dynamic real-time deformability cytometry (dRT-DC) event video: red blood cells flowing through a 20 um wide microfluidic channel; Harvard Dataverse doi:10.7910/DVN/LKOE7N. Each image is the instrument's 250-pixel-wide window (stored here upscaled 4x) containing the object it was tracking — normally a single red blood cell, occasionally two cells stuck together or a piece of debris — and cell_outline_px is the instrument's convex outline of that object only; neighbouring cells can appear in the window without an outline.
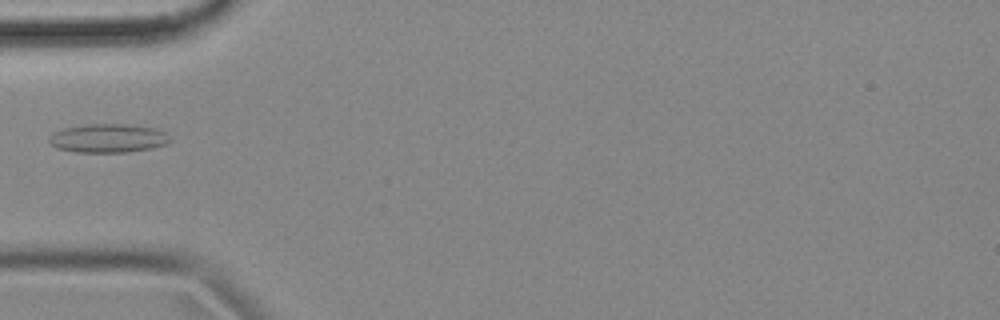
{"species": "common noctule bat (a hibernating species)", "species_latin": "Nyctalus noctula", "temperature_condition": "cold", "stored_images_in_passage": 39, "camera_frame_rate_fps": 3000, "um_per_image_px": 0.085, "animal": {"sex": "female", "body_mass_g": 18.4}, "frame": {"image": 1, "passage_image": 1, "time_ms": 0.0, "image_size_px": [1000, 320], "cell_outline_px": [[172, 140], [164, 144], [152, 148], [128, 152], [76, 152], [56, 148], [48, 140], [48, 136], [52, 132], [64, 128], [88, 124], [124, 124], [156, 128], [164, 132]], "centroid_in_image_um": [9.16, 11.75], "position_along_channel_um": 75.8, "area_um2": 20.23}}
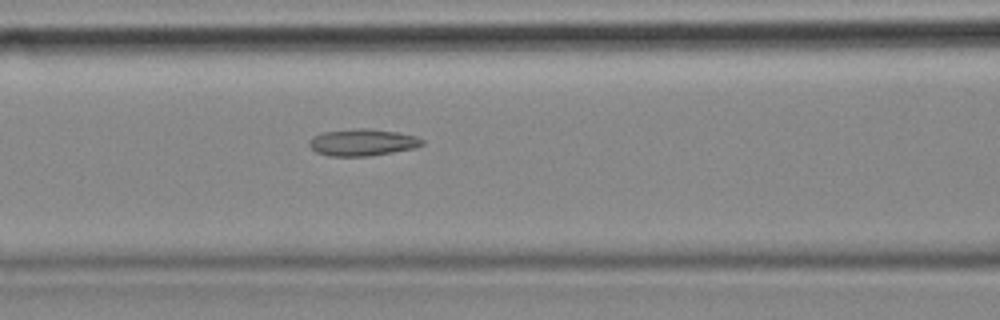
{"frame": {"image": 2, "passage_image": 6, "time_ms": 1.667, "image_size_px": [1000, 320], "cell_outline_px": [[424, 144], [416, 148], [368, 156], [328, 156], [316, 152], [308, 144], [312, 136], [324, 132], [356, 128], [368, 128], [396, 132], [416, 136], [424, 140]], "centroid_in_image_um": [30.82, 12.1], "position_along_channel_um": 135.8, "area_um2": 17.69}}